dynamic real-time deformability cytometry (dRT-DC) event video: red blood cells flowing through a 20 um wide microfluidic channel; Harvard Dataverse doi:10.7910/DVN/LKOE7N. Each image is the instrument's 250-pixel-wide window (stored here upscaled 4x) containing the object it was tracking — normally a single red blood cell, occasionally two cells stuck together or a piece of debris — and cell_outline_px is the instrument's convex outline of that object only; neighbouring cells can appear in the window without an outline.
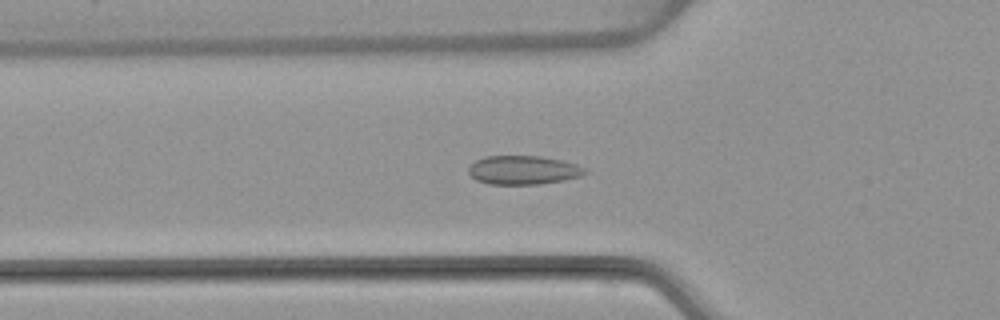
{"species": "common noctule bat (a hibernating species)", "species_latin": "Nyctalus noctula", "temperature_condition": "warm", "stored_images_in_passage": 54, "camera_frame_rate_fps": 3000, "um_per_image_px": 0.085, "animal": {"sex": "female", "body_mass_g": 22.7, "forearm_length_mm": 54.2}, "frame": {"image": 1, "passage_image": 19, "time_ms": 6.0, "image_size_px": [1000, 320], "cell_outline_px": [[588, 172], [580, 176], [564, 180], [540, 184], [488, 184], [476, 180], [468, 172], [468, 168], [476, 160], [484, 156], [540, 156], [564, 160], [576, 164], [584, 168]], "centroid_in_image_um": [44.48, 14.45], "position_along_channel_um": 81.3, "area_um2": 19.59}}
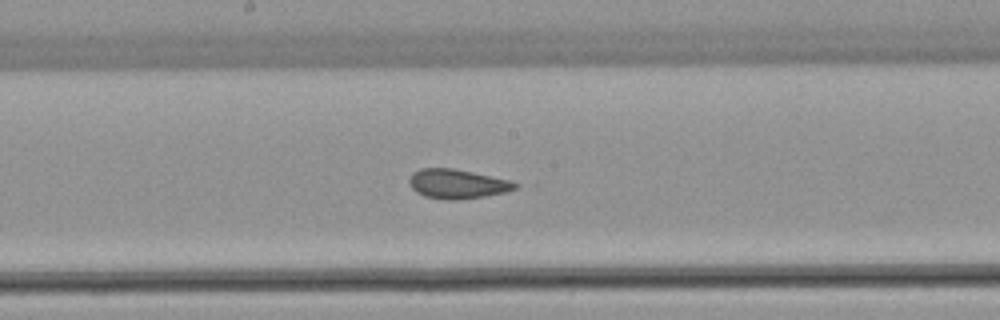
{"frame": {"image": 2, "passage_image": 29, "time_ms": 9.333, "image_size_px": [1000, 320], "cell_outline_px": [[520, 184], [516, 188], [504, 192], [484, 196], [456, 200], [444, 200], [424, 196], [416, 192], [412, 188], [408, 180], [412, 172], [420, 168], [452, 168], [472, 172], [508, 180]], "centroid_in_image_um": [38.82, 15.63], "position_along_channel_um": 209.4, "area_um2": 18.03}}
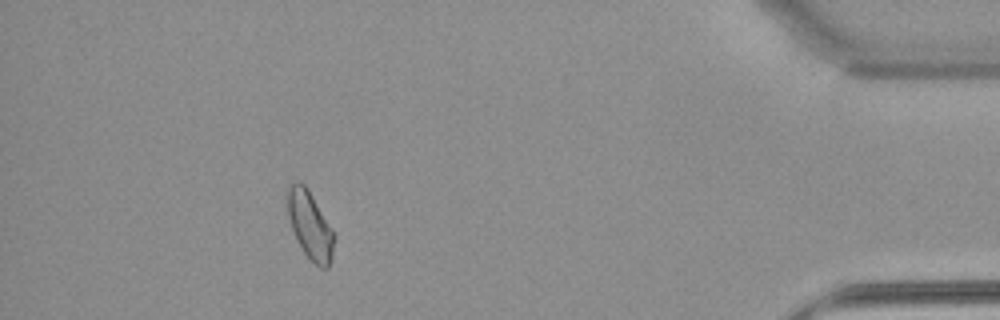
{"frame": {"image": 3, "passage_image": 49, "time_ms": 16.0, "image_size_px": [1000, 320], "cell_outline_px": [[332, 256], [328, 268], [320, 268], [304, 252], [292, 228], [288, 216], [288, 188], [292, 184], [300, 180], [304, 184], [312, 196], [332, 232]], "centroid_in_image_um": [26.32, 19.14], "position_along_channel_um": 408.9, "area_um2": 17.28}, "authors_computed_cell_mechanics": {"area_um2": 18.4382, "velocity_mm_per_s": 3.8266, "shape_relaxation_time_tau1_ms": null, "shape_relaxation_time_tau2_ms": 1.3703, "deformation_change_tau1": null, "deformation_change_tau2": 0.0519}}